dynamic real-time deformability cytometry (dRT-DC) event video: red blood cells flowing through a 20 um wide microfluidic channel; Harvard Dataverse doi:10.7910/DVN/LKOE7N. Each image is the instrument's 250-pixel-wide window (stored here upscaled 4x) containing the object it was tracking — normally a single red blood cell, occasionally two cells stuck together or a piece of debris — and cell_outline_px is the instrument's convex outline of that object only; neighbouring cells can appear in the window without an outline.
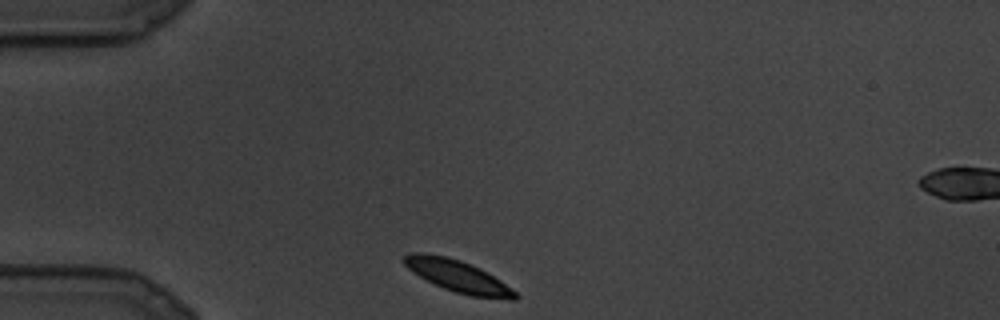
{"species": "common noctule bat (a hibernating species)", "species_latin": "Nyctalus noctula", "temperature_condition": "cold", "stored_images_in_passage": 8, "camera_frame_rate_fps": 3000, "um_per_image_px": 0.085, "animal": {"sex": "male", "body_mass_g": 19.5, "forearm_length_mm": 54.6}, "frame": {"image": 1, "passage_image": 1, "time_ms": 0.0, "image_size_px": [1000, 320], "cell_outline_px": [[520, 296], [516, 300], [512, 300], [472, 296], [456, 292], [444, 288], [412, 272], [400, 260], [404, 256], [412, 252], [424, 252], [444, 256], [460, 260], [480, 268], [500, 280], [512, 288]], "centroid_in_image_um": [38.93, 23.47], "position_along_channel_um": 46.1, "area_um2": 20.58}}
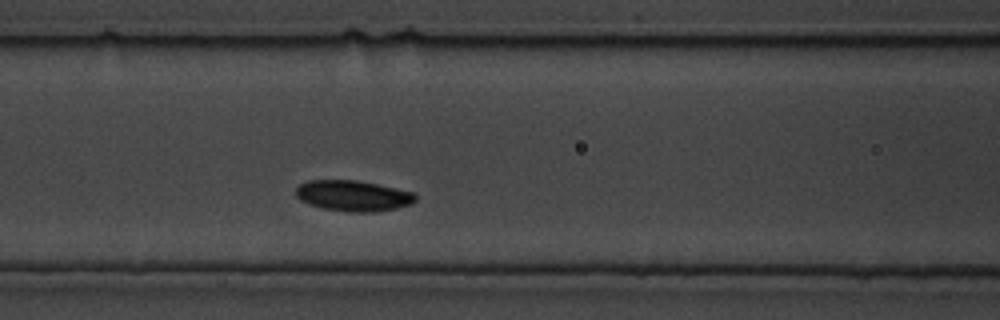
{"frame": {"image": 2, "passage_image": 6, "time_ms": 1.667, "image_size_px": [1000, 320], "cell_outline_px": [[416, 200], [412, 204], [396, 208], [376, 212], [352, 212], [320, 208], [308, 204], [300, 200], [296, 196], [296, 188], [300, 184], [308, 180], [356, 180], [416, 192]], "centroid_in_image_um": [30.02, 16.64], "position_along_channel_um": 136.6, "area_um2": 21.62}}
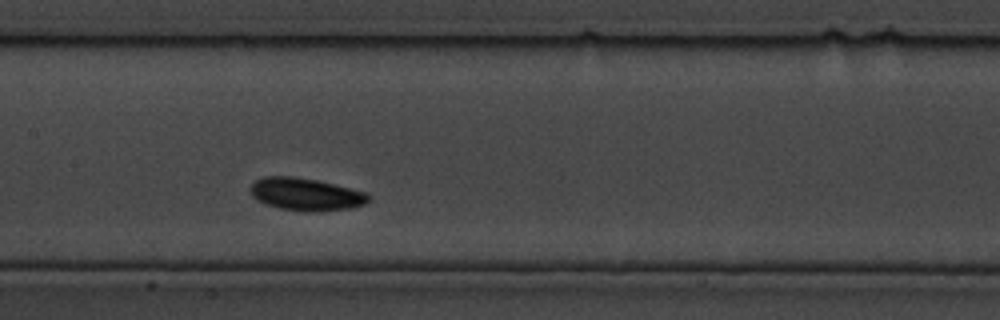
{"frame": {"image": 3, "passage_image": 8, "time_ms": 2.333, "image_size_px": [1000, 320], "cell_outline_px": [[368, 200], [364, 204], [352, 208], [312, 212], [280, 208], [264, 204], [252, 196], [248, 188], [256, 180], [264, 176], [292, 176], [316, 180], [364, 192], [368, 196]], "centroid_in_image_um": [25.92, 16.51], "position_along_channel_um": 181.5, "area_um2": 22.14}}